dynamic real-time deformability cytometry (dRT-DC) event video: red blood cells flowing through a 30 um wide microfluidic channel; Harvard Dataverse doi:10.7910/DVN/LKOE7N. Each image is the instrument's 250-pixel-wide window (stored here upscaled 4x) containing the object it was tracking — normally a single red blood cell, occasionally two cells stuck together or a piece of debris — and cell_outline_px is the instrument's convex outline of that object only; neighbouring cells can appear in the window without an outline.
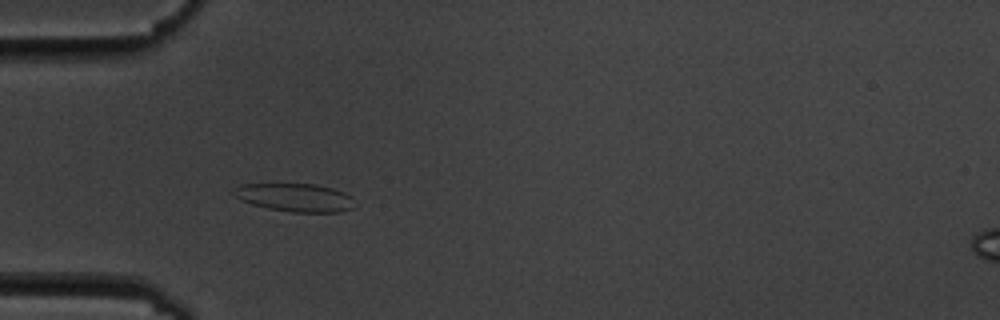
{"species": "common noctule bat (a hibernating species)", "species_latin": "Nyctalus noctula", "temperature_condition": "cold", "stored_images_in_passage": 7, "camera_frame_rate_fps": 3000, "um_per_image_px": 0.085, "animal": {"sex": "male", "body_mass_g": 19.5, "forearm_length_mm": 54.6}, "frame": {"image": 1, "passage_image": 5, "time_ms": 5.333, "image_size_px": [1000, 320], "cell_outline_px": [[356, 208], [340, 212], [292, 212], [268, 208], [252, 204], [240, 200], [232, 196], [232, 188], [240, 184], [316, 184], [332, 188], [344, 192], [352, 196]], "centroid_in_image_um": [25.07, 16.79], "position_along_channel_um": 59.9, "area_um2": 20.17}}
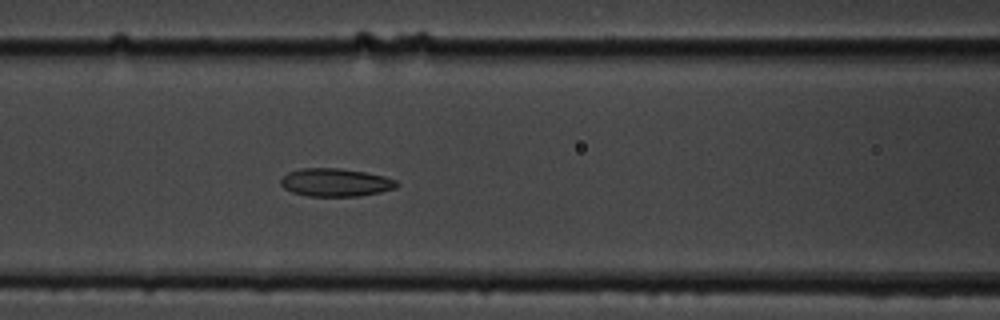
{"frame": {"image": 2, "passage_image": 7, "time_ms": 7.667, "image_size_px": [1000, 320], "cell_outline_px": [[400, 184], [396, 188], [380, 192], [360, 196], [308, 196], [292, 192], [284, 188], [280, 184], [280, 180], [288, 172], [300, 168], [340, 168], [364, 172], [384, 176], [396, 180]], "centroid_in_image_um": [28.52, 15.51], "position_along_channel_um": 138.1, "area_um2": 19.02}}